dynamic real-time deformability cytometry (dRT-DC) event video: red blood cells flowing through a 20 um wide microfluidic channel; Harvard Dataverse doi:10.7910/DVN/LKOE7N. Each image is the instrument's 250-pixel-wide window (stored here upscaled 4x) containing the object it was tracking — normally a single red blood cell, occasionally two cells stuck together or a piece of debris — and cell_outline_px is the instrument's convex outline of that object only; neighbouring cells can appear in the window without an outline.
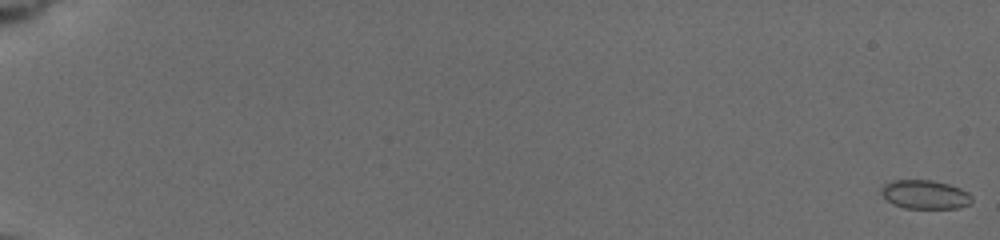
{"species": "common noctule bat (a hibernating species)", "species_latin": "Nyctalus noctula", "temperature_condition": "cold", "stored_images_in_passage": 92, "camera_frame_rate_fps": 3000, "um_per_image_px": 0.085, "animal": {"sex": "female", "body_mass_g": 19.5, "forearm_length_mm": 54.1}, "frame": {"image": 1, "passage_image": 1, "time_ms": 0.0, "image_size_px": [1000, 240], "cell_outline_px": [[972, 200], [968, 204], [956, 208], [904, 208], [892, 204], [880, 192], [880, 188], [884, 184], [892, 180], [932, 180], [948, 184], [960, 188], [968, 192], [972, 196]], "centroid_in_image_um": [78.6, 16.53], "position_along_channel_um": 6.4, "area_um2": 15.2}}
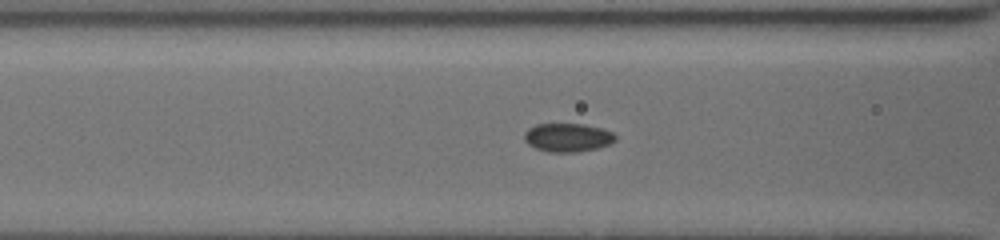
{"frame": {"image": 2, "passage_image": 52, "time_ms": 8.667, "image_size_px": [1000, 240], "cell_outline_px": [[616, 140], [612, 144], [596, 148], [576, 152], [548, 152], [536, 148], [528, 144], [524, 140], [524, 132], [528, 128], [536, 124], [584, 124], [600, 128], [612, 132], [616, 136]], "centroid_in_image_um": [48.25, 11.69], "position_along_channel_um": 118.4, "area_um2": 15.2}}
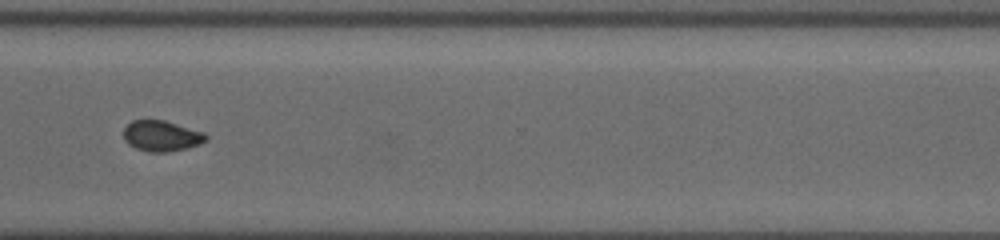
{"frame": {"image": 3, "passage_image": 91, "time_ms": 15.0, "image_size_px": [1000, 240], "cell_outline_px": [[208, 140], [200, 144], [188, 148], [168, 152], [148, 152], [136, 148], [128, 144], [124, 140], [124, 128], [132, 120], [164, 120], [204, 132], [208, 136]], "centroid_in_image_um": [13.75, 11.56], "position_along_channel_um": 356.9, "area_um2": 14.85}}